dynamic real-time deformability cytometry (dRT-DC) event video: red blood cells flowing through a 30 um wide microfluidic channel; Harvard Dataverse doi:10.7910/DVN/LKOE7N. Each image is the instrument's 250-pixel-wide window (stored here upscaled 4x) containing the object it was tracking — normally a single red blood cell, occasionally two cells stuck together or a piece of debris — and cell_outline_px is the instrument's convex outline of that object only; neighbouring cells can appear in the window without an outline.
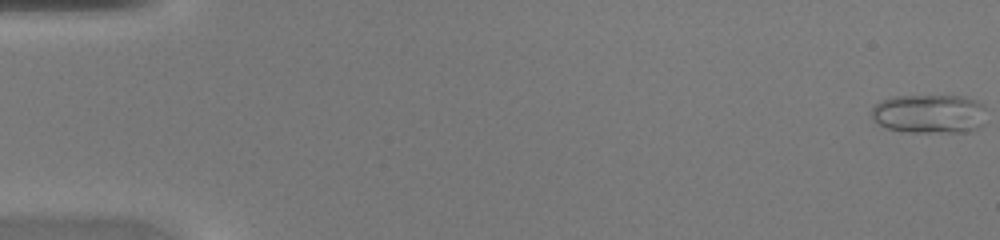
{"species": "common noctule bat (a hibernating species)", "species_latin": "Nyctalus noctula", "temperature_condition": "warm", "stored_images_in_passage": 46, "camera_frame_rate_fps": 3000, "um_per_image_px": 0.085, "animal": {"sex": "female", "body_mass_g": 20.0, "forearm_length_mm": 54.0}, "frame": {"image": 1, "passage_image": 1, "time_ms": 0.0, "image_size_px": [1000, 240], "cell_outline_px": [[984, 124], [980, 128], [972, 132], [908, 132], [884, 128], [872, 120], [872, 108], [880, 100], [892, 96], [960, 96], [976, 100], [984, 104]], "centroid_in_image_um": [79.0, 9.69], "position_along_channel_um": 6.0, "area_um2": 26.59}}
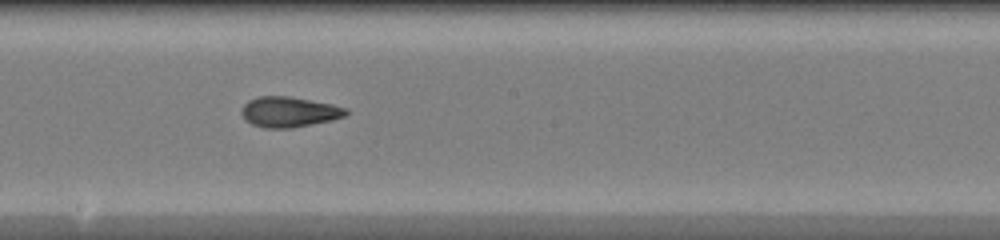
{"frame": {"image": 2, "passage_image": 26, "time_ms": 8.333, "image_size_px": [1000, 240], "cell_outline_px": [[348, 112], [344, 116], [332, 120], [292, 128], [264, 128], [252, 124], [244, 120], [240, 112], [244, 104], [248, 100], [260, 96], [288, 96], [332, 104], [348, 108]], "centroid_in_image_um": [24.55, 9.51], "position_along_channel_um": 223.7, "area_um2": 18.55}}
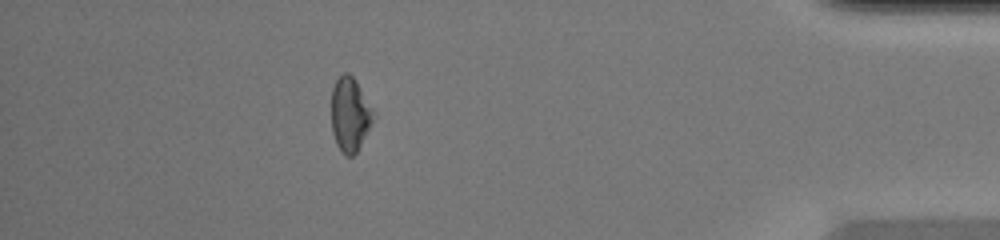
{"frame": {"image": 3, "passage_image": 41, "time_ms": 13.333, "image_size_px": [1000, 240], "cell_outline_px": [[376, 116], [356, 152], [352, 156], [344, 156], [340, 152], [336, 144], [332, 132], [332, 88], [336, 80], [344, 72], [348, 72], [356, 80], [376, 112]], "centroid_in_image_um": [29.76, 9.72], "position_along_channel_um": 405.4, "area_um2": 18.38}}